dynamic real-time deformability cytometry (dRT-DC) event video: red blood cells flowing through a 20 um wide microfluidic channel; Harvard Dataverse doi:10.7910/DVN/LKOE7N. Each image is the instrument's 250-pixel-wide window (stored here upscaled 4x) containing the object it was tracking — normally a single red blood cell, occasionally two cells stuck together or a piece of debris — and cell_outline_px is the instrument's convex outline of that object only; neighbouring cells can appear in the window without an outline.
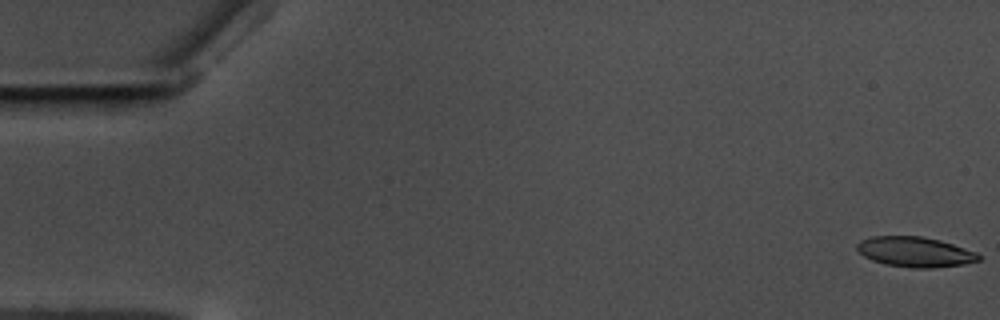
{"species": "common noctule bat (a hibernating species)", "species_latin": "Nyctalus noctula", "temperature_condition": "warm", "stored_images_in_passage": 59, "camera_frame_rate_fps": 3000, "um_per_image_px": 0.085, "animal": {"sex": "male", "body_mass_g": 17.5, "forearm_length_mm": 52.3}, "frame": {"image": 1, "passage_image": 1, "time_ms": 0.0, "image_size_px": [1000, 320], "cell_outline_px": [[980, 260], [960, 264], [932, 268], [912, 268], [884, 264], [872, 260], [864, 256], [856, 248], [856, 244], [860, 240], [872, 236], [920, 236], [940, 240], [976, 252], [980, 256]], "centroid_in_image_um": [77.73, 21.41], "position_along_channel_um": 7.3, "area_um2": 21.21}}
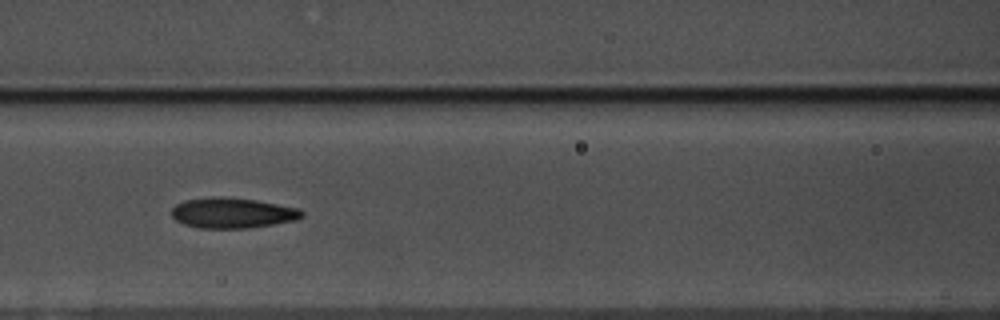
{"frame": {"image": 2, "passage_image": 26, "time_ms": 8.333, "image_size_px": [1000, 320], "cell_outline_px": [[304, 216], [296, 220], [248, 228], [200, 228], [184, 224], [176, 220], [172, 216], [172, 208], [176, 204], [184, 200], [256, 200], [296, 208], [304, 212]], "centroid_in_image_um": [19.79, 18.16], "position_along_channel_um": 146.8, "area_um2": 21.85}}
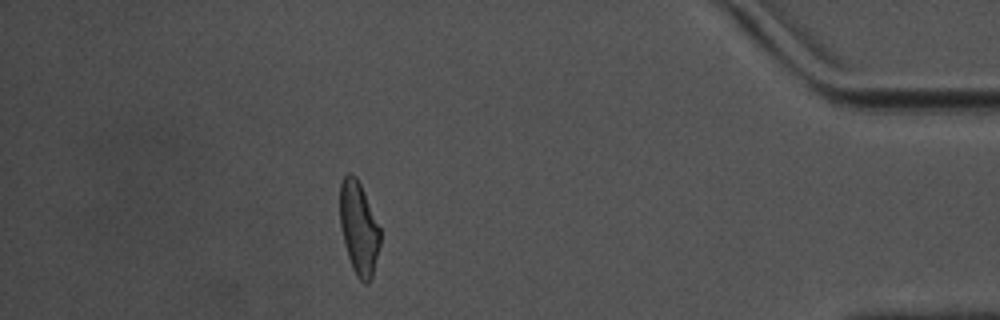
{"frame": {"image": 3, "passage_image": 52, "time_ms": 17.0, "image_size_px": [1000, 320], "cell_outline_px": [[380, 244], [372, 276], [368, 284], [364, 284], [356, 276], [352, 268], [344, 244], [340, 224], [340, 184], [344, 176], [348, 172], [356, 176], [364, 192], [380, 228]], "centroid_in_image_um": [30.49, 19.41], "position_along_channel_um": 404.7, "area_um2": 21.73}, "authors_computed_cell_mechanics": {"area_um2": 22.1952, "velocity_mm_per_s": 3.5258, "shape_relaxation_time_tau1_ms": 9.8117, "shape_relaxation_time_tau2_ms": 3.2767, "deformation_change_tau1": 0.2351, "deformation_change_tau2": 0.1041}}